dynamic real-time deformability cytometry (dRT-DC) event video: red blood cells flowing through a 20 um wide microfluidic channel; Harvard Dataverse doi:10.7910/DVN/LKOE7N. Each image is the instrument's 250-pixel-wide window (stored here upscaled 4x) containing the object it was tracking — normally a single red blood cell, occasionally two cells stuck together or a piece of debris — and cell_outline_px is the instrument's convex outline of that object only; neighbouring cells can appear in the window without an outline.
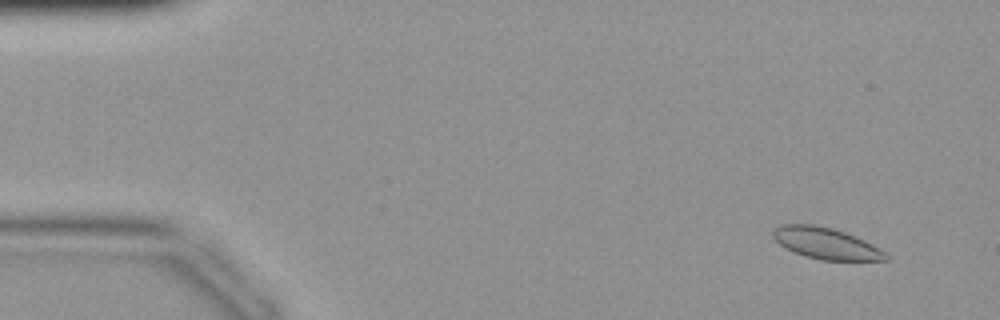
{"species": "common noctule bat (a hibernating species)", "species_latin": "Nyctalus noctula", "temperature_condition": "warm", "stored_images_in_passage": 44, "camera_frame_rate_fps": 3000, "um_per_image_px": 0.085, "animal": {"sex": "female", "body_mass_g": 19.9}, "frame": {"image": 1, "passage_image": 4, "time_ms": 1.0, "image_size_px": [1000, 320], "cell_outline_px": [[888, 260], [820, 260], [804, 256], [792, 252], [780, 244], [772, 236], [772, 228], [780, 224], [812, 224], [832, 228], [844, 232], [864, 240], [880, 248], [888, 256]], "centroid_in_image_um": [70.16, 20.68], "position_along_channel_um": 14.8, "area_um2": 20.63}}
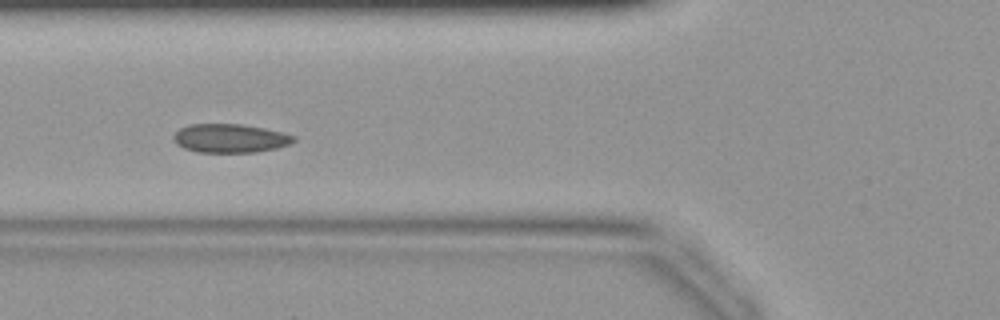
{"frame": {"image": 2, "passage_image": 17, "time_ms": 5.333, "image_size_px": [1000, 320], "cell_outline_px": [[296, 140], [288, 144], [276, 148], [256, 152], [196, 152], [184, 148], [176, 144], [172, 140], [172, 136], [180, 128], [188, 124], [240, 124], [264, 128], [284, 132], [296, 136]], "centroid_in_image_um": [19.54, 11.75], "position_along_channel_um": 106.3, "area_um2": 20.23}}
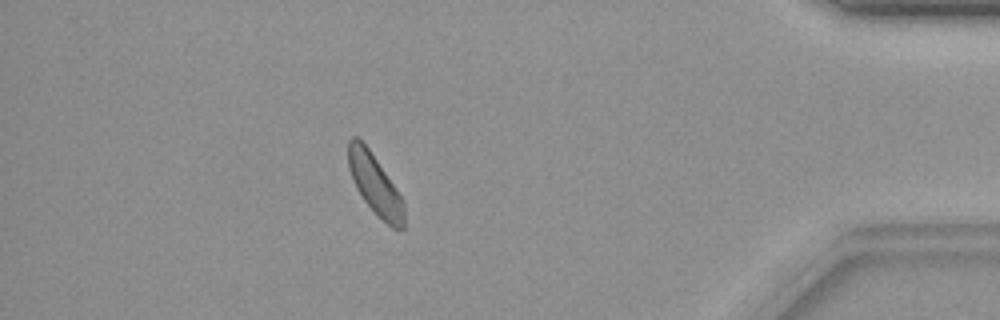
{"frame": {"image": 3, "passage_image": 39, "time_ms": 12.667, "image_size_px": [1000, 320], "cell_outline_px": [[404, 228], [396, 232], [376, 216], [364, 200], [356, 188], [352, 180], [348, 168], [348, 140], [352, 136], [356, 136], [368, 148], [396, 188], [404, 200]], "centroid_in_image_um": [31.88, 15.75], "position_along_channel_um": 403.3, "area_um2": 19.83}}